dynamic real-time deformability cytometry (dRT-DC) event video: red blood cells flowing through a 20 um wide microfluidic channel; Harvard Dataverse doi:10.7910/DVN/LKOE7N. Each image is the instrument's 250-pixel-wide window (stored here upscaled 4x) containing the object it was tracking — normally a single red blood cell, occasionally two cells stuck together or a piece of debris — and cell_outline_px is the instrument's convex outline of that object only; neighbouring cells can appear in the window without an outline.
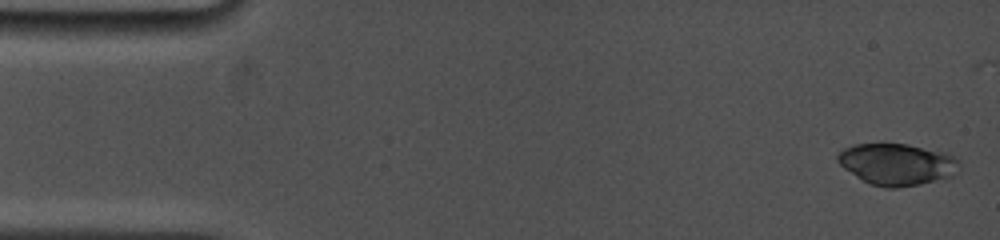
{"species": "common noctule bat (a hibernating species)", "species_latin": "Nyctalus noctula", "temperature_condition": "cold", "stored_images_in_passage": 5, "camera_frame_rate_fps": 5000, "um_per_image_px": 0.085, "animal": {"sex": "female", "body_mass_g": 19.0, "forearm_length_mm": 53.3}, "frame": {"image": 1, "passage_image": 1, "time_ms": 0.0, "image_size_px": [1000, 240], "cell_outline_px": [[960, 172], [952, 176], [920, 184], [896, 188], [884, 188], [868, 184], [844, 168], [836, 160], [836, 156], [844, 148], [856, 144], [908, 144], [948, 152], [960, 160]], "centroid_in_image_um": [76.29, 13.96], "position_along_channel_um": 8.7, "area_um2": 29.88}}
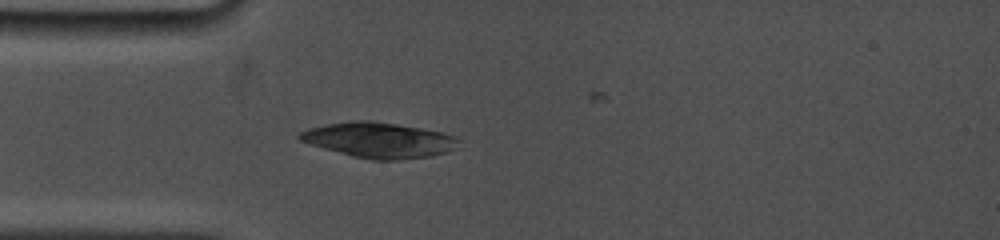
{"frame": {"image": 2, "passage_image": 5, "time_ms": 4.2, "image_size_px": [1000, 240], "cell_outline_px": [[460, 140], [456, 148], [448, 152], [432, 156], [396, 160], [372, 160], [352, 156], [324, 148], [300, 140], [296, 136], [300, 132], [308, 128], [324, 124], [352, 120], [372, 120], [444, 132], [456, 136]], "centroid_in_image_um": [32.24, 11.9], "position_along_channel_um": 52.8, "area_um2": 32.89}}